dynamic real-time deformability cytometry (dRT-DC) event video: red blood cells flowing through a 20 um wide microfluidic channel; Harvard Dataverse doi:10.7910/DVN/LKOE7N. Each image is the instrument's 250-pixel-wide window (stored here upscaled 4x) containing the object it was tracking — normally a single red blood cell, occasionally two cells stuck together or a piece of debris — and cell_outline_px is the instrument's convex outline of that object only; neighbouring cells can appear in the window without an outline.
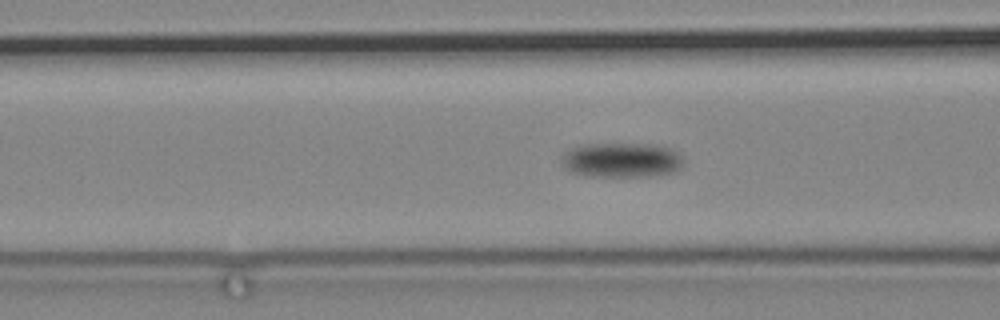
{"species": "common noctule bat (a hibernating species)", "species_latin": "Nyctalus noctula", "temperature_condition": "cold", "stored_images_in_passage": 59, "camera_frame_rate_fps": 3000, "um_per_image_px": 0.085, "animal": {"sex": "male", "body_mass_g": 19.2, "forearm_length_mm": 51.8}, "frame": {"image": 1, "passage_image": 10, "time_ms": 3.0, "image_size_px": [1000, 320], "cell_outline_px": [[684, 164], [676, 172], [652, 176], [588, 176], [572, 172], [560, 160], [560, 156], [568, 148], [580, 144], [656, 144], [680, 152], [684, 160]], "centroid_in_image_um": [52.86, 13.59], "position_along_channel_um": 113.7, "area_um2": 25.09}}
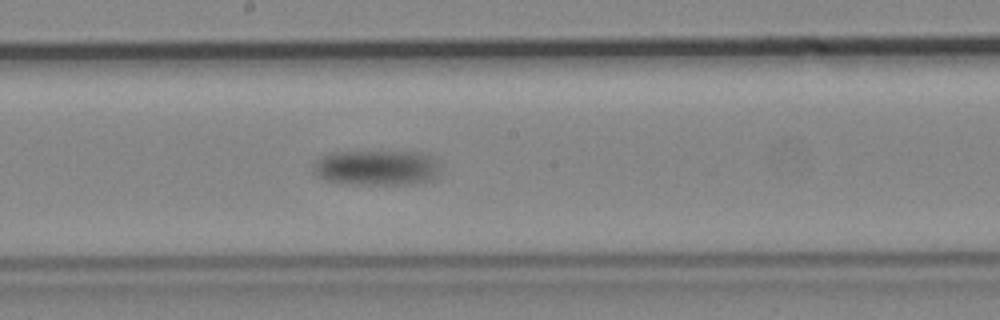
{"frame": {"image": 2, "passage_image": 22, "time_ms": 7.0, "image_size_px": [1000, 320], "cell_outline_px": [[440, 172], [432, 180], [416, 184], [348, 184], [324, 180], [312, 172], [316, 160], [320, 156], [328, 152], [420, 152], [432, 156], [436, 160], [440, 168]], "centroid_in_image_um": [32.02, 14.26], "position_along_channel_um": 216.2, "area_um2": 26.47}}
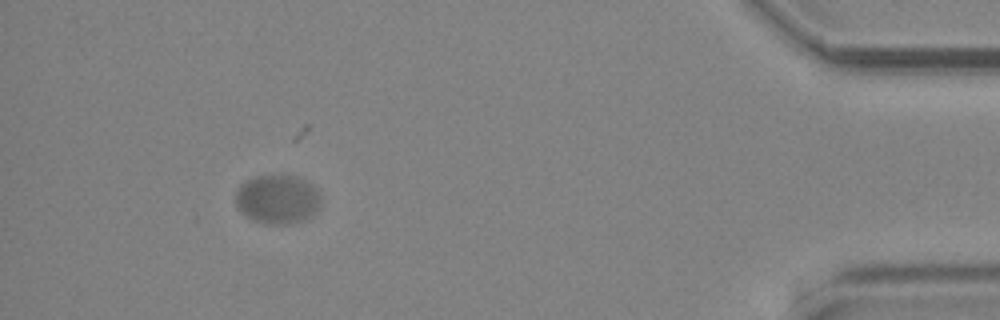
{"frame": {"image": 3, "passage_image": 52, "time_ms": 17.0, "image_size_px": [1000, 320], "cell_outline_px": [[320, 204], [308, 216], [300, 220], [288, 224], [264, 224], [252, 220], [244, 216], [236, 208], [236, 188], [240, 184], [256, 176], [280, 172], [296, 176], [312, 184], [316, 188], [320, 196]], "centroid_in_image_um": [23.52, 16.89], "position_along_channel_um": 411.7, "area_um2": 24.8}}